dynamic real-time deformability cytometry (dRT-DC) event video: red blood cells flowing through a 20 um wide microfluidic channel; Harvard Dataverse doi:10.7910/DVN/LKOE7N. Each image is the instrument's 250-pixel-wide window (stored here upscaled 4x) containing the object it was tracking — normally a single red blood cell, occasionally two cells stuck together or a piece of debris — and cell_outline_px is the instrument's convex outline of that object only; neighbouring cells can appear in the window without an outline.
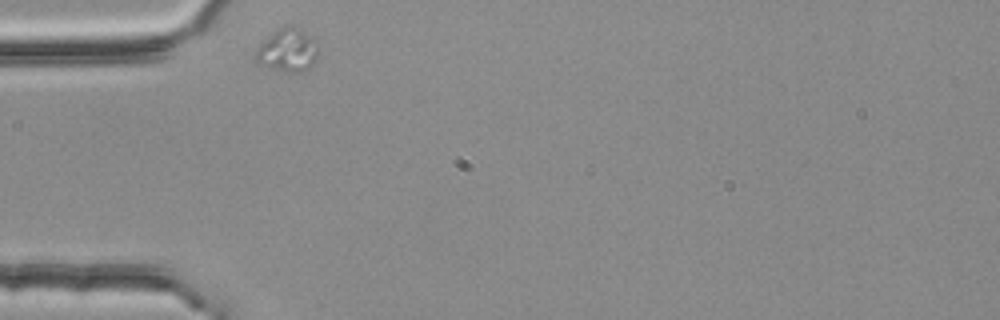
{"species": "common noctule bat (a hibernating species)", "species_latin": "Nyctalus noctula", "temperature_condition": "room temperature", "stored_images_in_passage": 26, "camera_frame_rate_fps": 3000, "um_per_image_px": 0.085, "animal": {"sex": "female", "body_mass_g": 25.1}, "frame": {"image": 1, "passage_image": 1, "time_ms": 0.0, "image_size_px": [1000, 320], "cell_outline_px": [[316, 60], [304, 72], [288, 72], [256, 64], [256, 52], [260, 44], [268, 36], [280, 28], [288, 24], [300, 28], [312, 40], [316, 52]], "centroid_in_image_um": [24.4, 4.29], "position_along_channel_um": 60.6, "area_um2": 15.26}}